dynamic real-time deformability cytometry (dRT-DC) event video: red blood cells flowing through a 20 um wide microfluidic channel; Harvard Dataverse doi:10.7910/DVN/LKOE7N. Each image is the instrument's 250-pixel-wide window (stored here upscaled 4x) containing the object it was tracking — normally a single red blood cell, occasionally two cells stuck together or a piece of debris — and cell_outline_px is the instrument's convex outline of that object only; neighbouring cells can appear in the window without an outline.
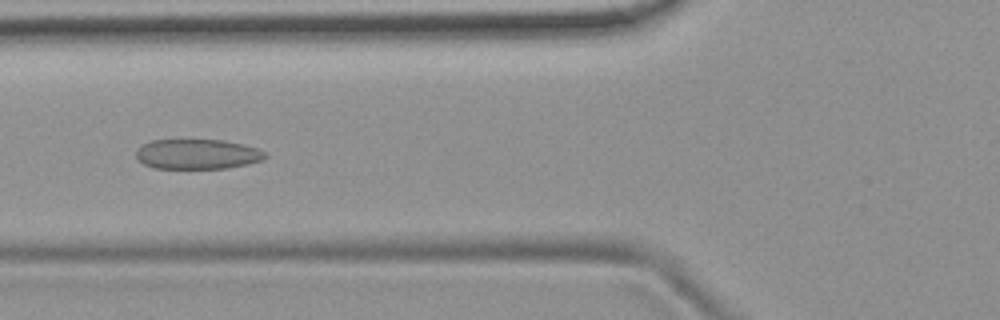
{"species": "common noctule bat (a hibernating species)", "species_latin": "Nyctalus noctula", "temperature_condition": "room temperature", "stored_images_in_passage": 54, "camera_frame_rate_fps": 3000, "um_per_image_px": 0.085, "animal": {"sex": "female", "body_mass_g": 19.9}, "frame": {"image": 1, "passage_image": 20, "time_ms": 6.333, "image_size_px": [1000, 320], "cell_outline_px": [[268, 156], [264, 160], [248, 164], [224, 168], [152, 168], [144, 164], [136, 156], [136, 152], [144, 144], [152, 140], [224, 140], [244, 144], [268, 152]], "centroid_in_image_um": [16.84, 13.1], "position_along_channel_um": 109.0, "area_um2": 22.54}}
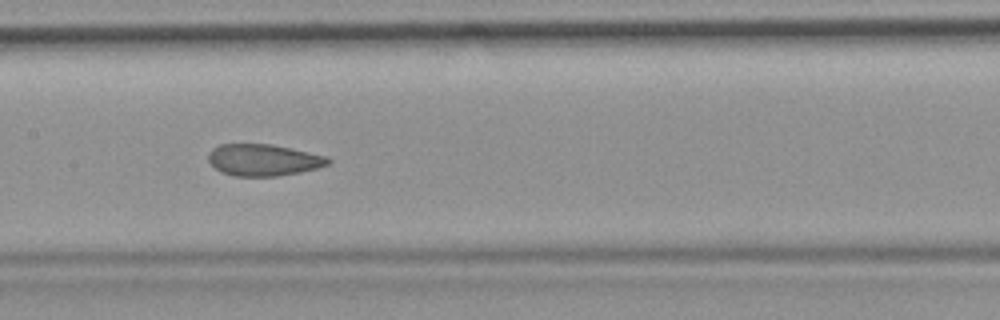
{"frame": {"image": 2, "passage_image": 26, "time_ms": 8.333, "image_size_px": [1000, 320], "cell_outline_px": [[332, 160], [328, 164], [316, 168], [300, 172], [276, 176], [236, 176], [220, 172], [208, 160], [208, 152], [212, 148], [220, 144], [272, 144], [328, 156]], "centroid_in_image_um": [22.38, 13.59], "position_along_channel_um": 185.0, "area_um2": 22.14}}
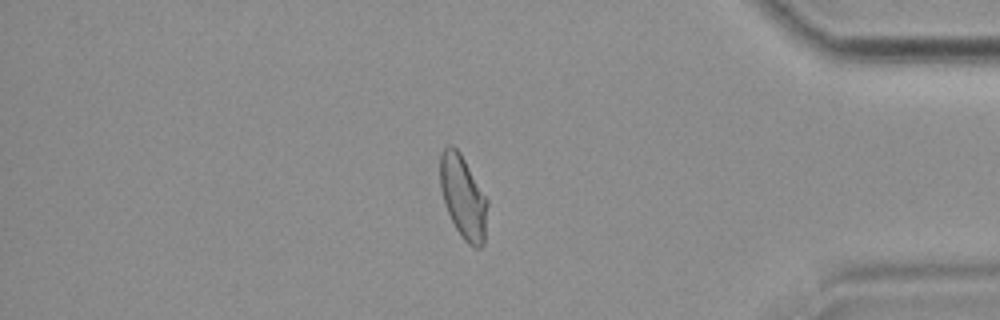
{"frame": {"image": 3, "passage_image": 45, "time_ms": 14.667, "image_size_px": [1000, 320], "cell_outline_px": [[488, 204], [484, 244], [480, 248], [476, 248], [468, 244], [464, 240], [456, 228], [444, 204], [440, 188], [440, 152], [448, 144], [452, 144], [460, 152], [488, 200]], "centroid_in_image_um": [39.36, 16.74], "position_along_channel_um": 395.8, "area_um2": 23.0}, "authors_computed_cell_mechanics": {"area_um2": 23.3223, "velocity_mm_per_s": 3.7966, "shape_relaxation_time_tau1_ms": null, "shape_relaxation_time_tau2_ms": 1.1094, "deformation_change_tau1": null, "deformation_change_tau2": 0.0669}}